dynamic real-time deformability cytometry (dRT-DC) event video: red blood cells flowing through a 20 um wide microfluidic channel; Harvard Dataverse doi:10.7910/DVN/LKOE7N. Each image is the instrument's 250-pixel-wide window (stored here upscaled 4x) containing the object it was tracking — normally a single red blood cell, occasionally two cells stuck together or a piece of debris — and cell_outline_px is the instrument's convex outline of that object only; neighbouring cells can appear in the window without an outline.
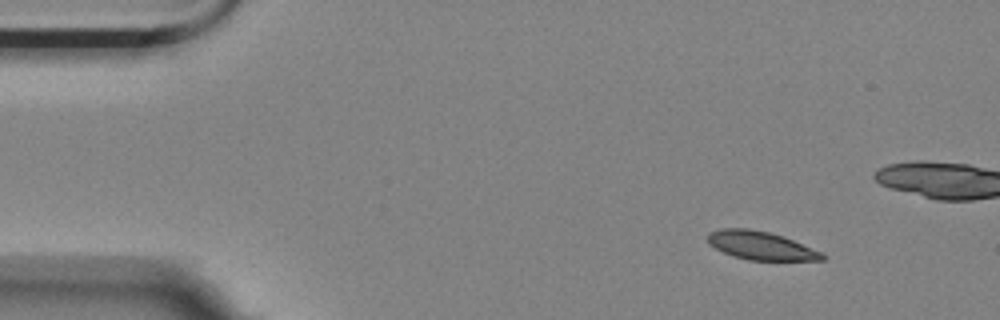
{"species": "Egyptian fruit bat (a non-hibernating species)", "species_latin": "Rousettus aegyptiacus", "temperature_condition": "room temperature", "stored_images_in_passage": 4, "camera_frame_rate_fps": 3000, "um_per_image_px": 0.085, "animal": {"sex": "female"}, "frame": {"image": 1, "passage_image": 1, "time_ms": 0.0, "image_size_px": [1000, 320], "cell_outline_px": [[828, 256], [824, 260], [748, 260], [732, 256], [708, 244], [708, 232], [720, 228], [748, 228], [768, 232], [792, 240], [824, 252]], "centroid_in_image_um": [64.68, 20.88], "position_along_channel_um": 20.3, "area_um2": 18.96}}